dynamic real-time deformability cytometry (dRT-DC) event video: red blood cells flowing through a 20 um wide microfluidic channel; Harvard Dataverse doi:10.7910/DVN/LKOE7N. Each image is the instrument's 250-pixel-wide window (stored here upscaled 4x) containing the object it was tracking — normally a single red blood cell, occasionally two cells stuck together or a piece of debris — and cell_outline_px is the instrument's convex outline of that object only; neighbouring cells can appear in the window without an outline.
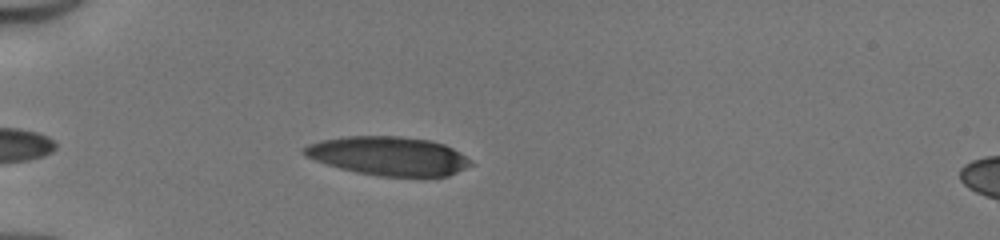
{"species": "human", "species_latin": "Homo sapiens", "temperature_condition": "cold", "stored_images_in_passage": 40, "camera_frame_rate_fps": 3000, "um_per_image_px": 0.085, "donor": {"sex": "male"}, "frame": {"image": 1, "passage_image": 5, "time_ms": 1.333, "image_size_px": [1000, 240], "cell_outline_px": [[476, 164], [448, 176], [380, 176], [356, 172], [340, 168], [304, 156], [300, 152], [300, 148], [308, 144], [320, 140], [344, 136], [400, 136], [428, 140], [444, 144], [460, 152], [472, 160]], "centroid_in_image_um": [33.02, 13.25], "position_along_channel_um": 52.0, "area_um2": 37.92}}
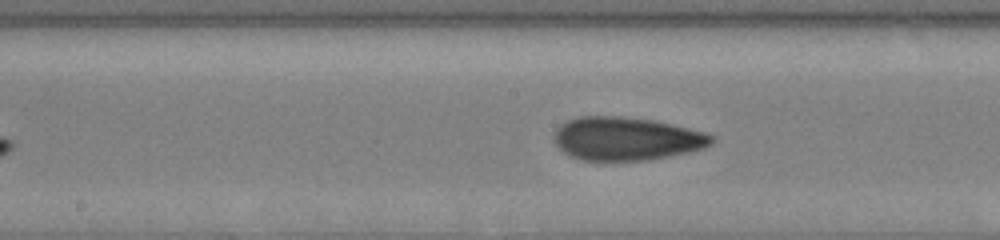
{"frame": {"image": 2, "passage_image": 17, "time_ms": 5.333, "image_size_px": [1000, 240], "cell_outline_px": [[716, 140], [712, 144], [704, 148], [688, 152], [652, 160], [584, 160], [572, 156], [564, 152], [556, 144], [556, 128], [560, 124], [568, 120], [580, 116], [620, 116], [652, 120], [672, 124], [704, 132], [716, 136]], "centroid_in_image_um": [53.3, 11.78], "position_along_channel_um": 194.9, "area_um2": 39.65}}
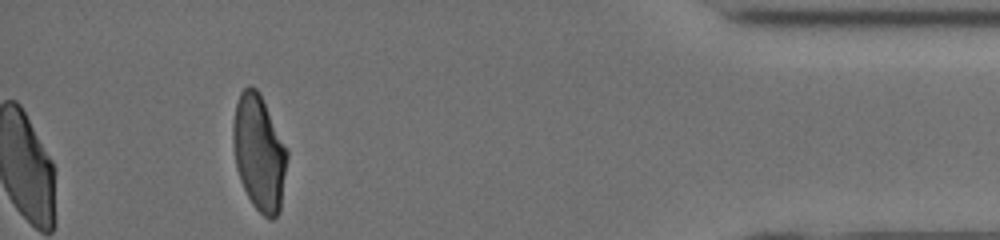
{"frame": {"image": 3, "passage_image": 36, "time_ms": 11.667, "image_size_px": [1000, 240], "cell_outline_px": [[288, 156], [280, 212], [272, 220], [268, 220], [252, 204], [240, 180], [236, 168], [232, 140], [232, 124], [236, 104], [240, 92], [248, 84], [252, 84], [260, 92], [288, 148]], "centroid_in_image_um": [22.03, 12.95], "position_along_channel_um": 413.2, "area_um2": 37.11}, "authors_computed_cell_mechanics": {"area_um2": 38.5526, "velocity_mm_per_s": 4.172, "shape_relaxation_time_tau1_ms": 5.0003, "shape_relaxation_time_tau2_ms": 1.5282, "deformation_change_tau1": 0.1945, "deformation_change_tau2": 0.0781}}